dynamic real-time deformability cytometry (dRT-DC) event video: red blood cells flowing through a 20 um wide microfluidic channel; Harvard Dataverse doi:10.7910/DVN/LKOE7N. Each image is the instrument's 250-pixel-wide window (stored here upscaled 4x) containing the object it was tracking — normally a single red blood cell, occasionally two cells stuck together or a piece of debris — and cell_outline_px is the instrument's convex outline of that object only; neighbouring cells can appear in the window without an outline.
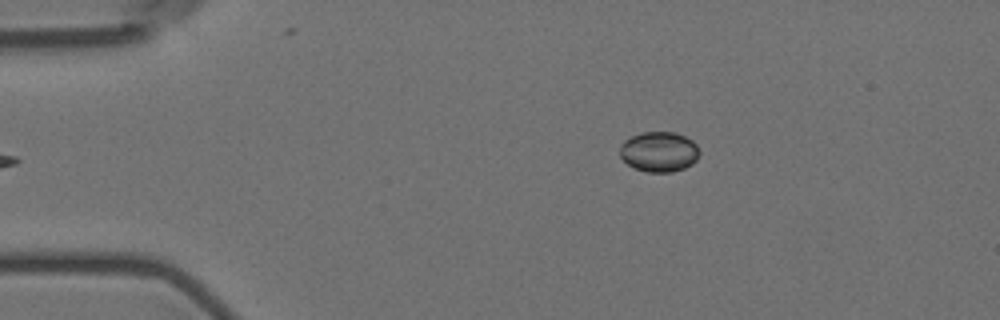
{"species": "Egyptian fruit bat (a non-hibernating species)", "species_latin": "Rousettus aegyptiacus", "temperature_condition": "room temperature", "stored_images_in_passage": 48, "camera_frame_rate_fps": 3000, "um_per_image_px": 0.085, "animal": {"sex": "female"}, "frame": {"image": 1, "passage_image": 2, "time_ms": 0.333, "image_size_px": [1000, 320], "cell_outline_px": [[700, 152], [696, 160], [692, 164], [684, 168], [672, 172], [648, 172], [636, 168], [628, 164], [620, 156], [620, 144], [624, 140], [640, 132], [676, 132], [692, 140], [696, 144]], "centroid_in_image_um": [56.02, 12.89], "position_along_channel_um": 29.0, "area_um2": 18.67}}
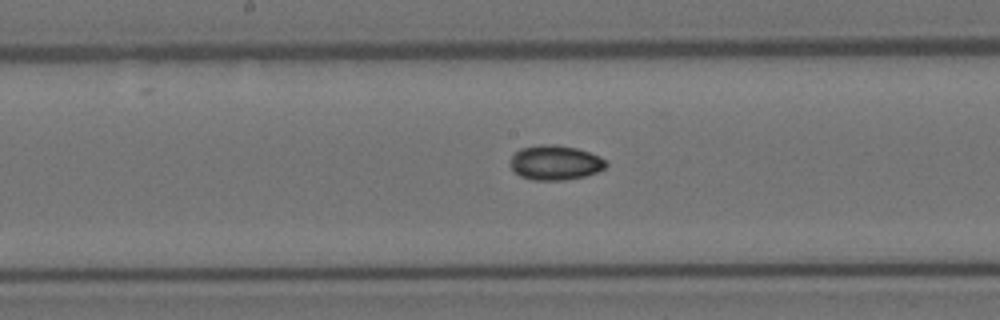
{"frame": {"image": 2, "passage_image": 21, "time_ms": 6.667, "image_size_px": [1000, 320], "cell_outline_px": [[608, 164], [604, 168], [596, 172], [584, 176], [564, 180], [532, 180], [520, 176], [508, 164], [512, 156], [520, 148], [540, 144], [552, 144], [576, 148], [600, 156]], "centroid_in_image_um": [47.16, 13.82], "position_along_channel_um": 201.0, "area_um2": 19.31}}
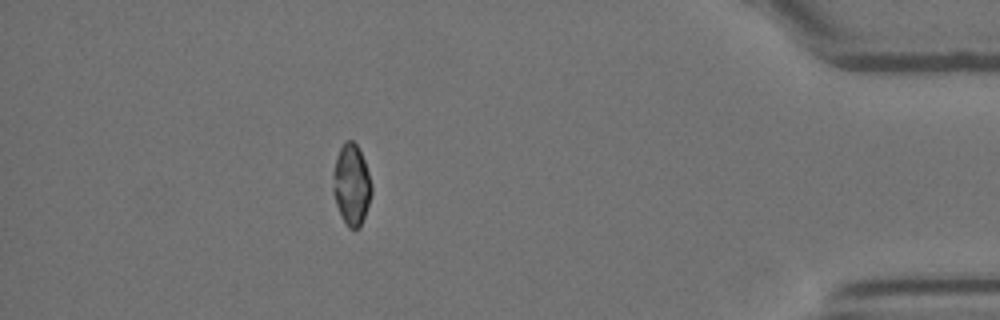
{"frame": {"image": 3, "passage_image": 42, "time_ms": 13.667, "image_size_px": [1000, 320], "cell_outline_px": [[372, 192], [360, 228], [348, 228], [340, 216], [332, 192], [332, 172], [336, 156], [344, 140], [352, 140], [356, 144], [364, 160], [372, 184]], "centroid_in_image_um": [29.84, 15.69], "position_along_channel_um": 405.4, "area_um2": 18.38}, "authors_computed_cell_mechanics": {"area_um2": 18.5827, "velocity_mm_per_s": 3.5959, "shape_relaxation_time_tau1_ms": 10.5968, "shape_relaxation_time_tau2_ms": 6.4769, "deformation_change_tau1": 0.1975, "deformation_change_tau2": 0.0686}}